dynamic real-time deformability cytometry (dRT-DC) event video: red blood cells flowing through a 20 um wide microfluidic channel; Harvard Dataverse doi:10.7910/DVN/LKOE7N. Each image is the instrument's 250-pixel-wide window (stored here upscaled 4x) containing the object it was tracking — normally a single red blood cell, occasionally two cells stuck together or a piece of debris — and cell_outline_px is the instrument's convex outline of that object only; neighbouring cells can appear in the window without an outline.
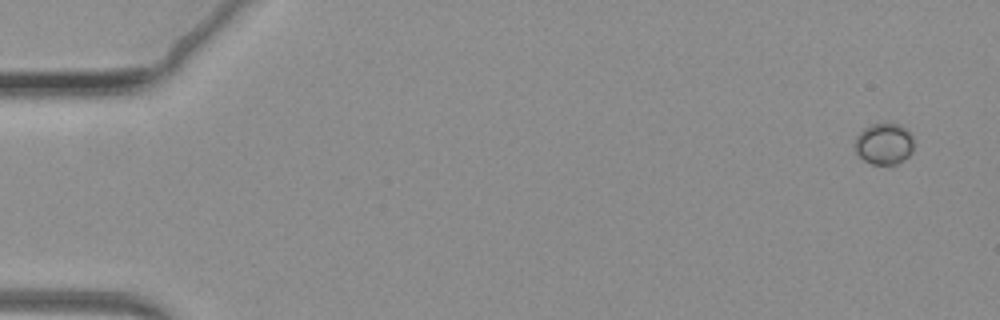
{"species": "common noctule bat (a hibernating species)", "species_latin": "Nyctalus noctula", "temperature_condition": "warm", "stored_images_in_passage": 68, "camera_frame_rate_fps": 3000, "um_per_image_px": 0.085, "animal": {"sex": "female", "body_mass_g": 19.3, "forearm_length_mm": 54.1}, "frame": {"image": 1, "passage_image": 1, "time_ms": 0.0, "image_size_px": [1000, 320], "cell_outline_px": [[912, 152], [908, 156], [896, 164], [872, 164], [864, 160], [856, 152], [852, 144], [856, 136], [864, 128], [872, 124], [888, 120], [900, 124], [912, 136]], "centroid_in_image_um": [75.11, 12.18], "position_along_channel_um": 9.9, "area_um2": 14.51}}
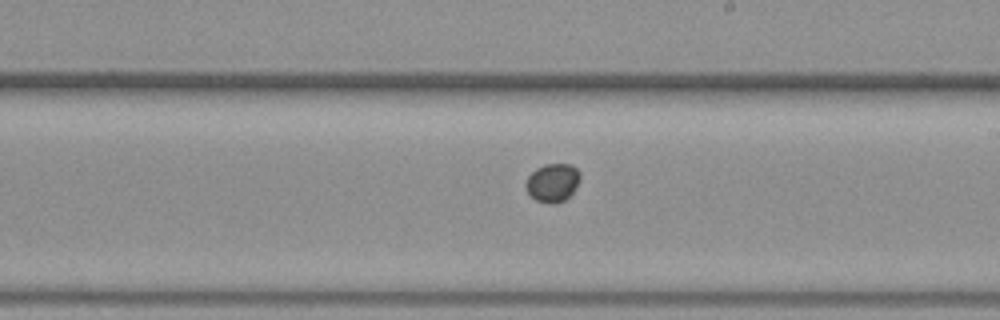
{"frame": {"image": 2, "passage_image": 39, "time_ms": 12.667, "image_size_px": [1000, 320], "cell_outline_px": [[580, 180], [576, 188], [564, 200], [556, 204], [536, 200], [528, 192], [524, 184], [528, 176], [536, 168], [544, 164], [572, 164], [580, 172]], "centroid_in_image_um": [46.98, 15.5], "position_along_channel_um": 242.0, "area_um2": 12.14}}
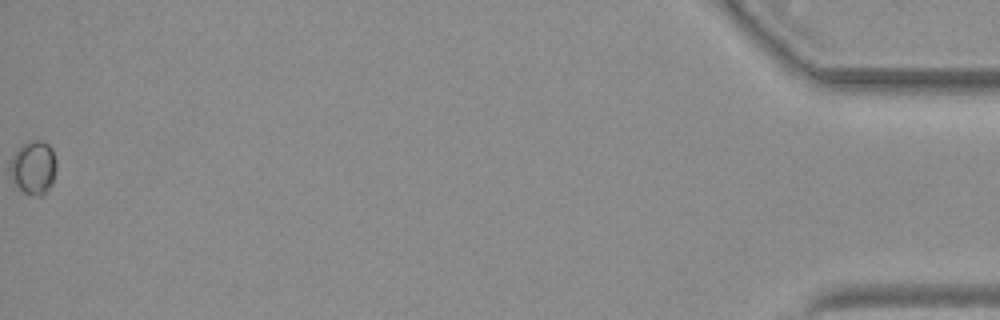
{"frame": {"image": 3, "passage_image": 68, "time_ms": 22.333, "image_size_px": [1000, 320], "cell_outline_px": [[56, 168], [52, 184], [48, 192], [44, 196], [40, 196], [24, 192], [16, 184], [12, 176], [12, 156], [20, 144], [36, 140], [40, 140], [48, 144], [52, 148], [56, 160]], "centroid_in_image_um": [2.9, 14.23], "position_along_channel_um": 432.3, "area_um2": 14.28}}